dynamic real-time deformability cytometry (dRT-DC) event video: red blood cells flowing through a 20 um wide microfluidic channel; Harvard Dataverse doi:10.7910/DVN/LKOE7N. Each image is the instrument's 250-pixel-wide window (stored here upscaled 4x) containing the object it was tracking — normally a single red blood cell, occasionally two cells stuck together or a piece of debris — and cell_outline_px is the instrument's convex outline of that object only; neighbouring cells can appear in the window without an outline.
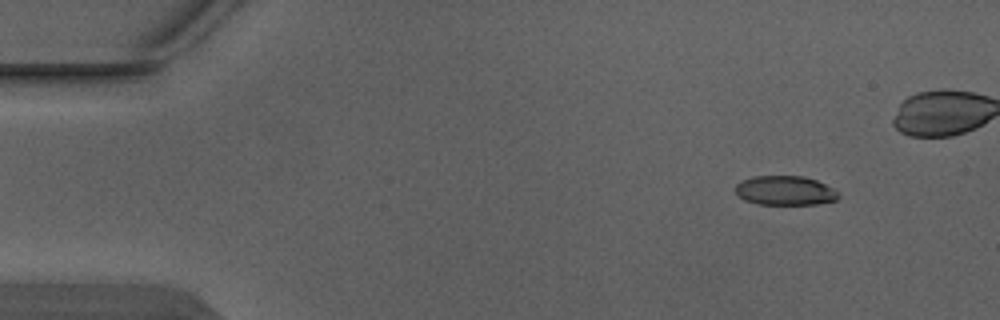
{"species": "Egyptian fruit bat (a non-hibernating species)", "species_latin": "Rousettus aegyptiacus", "temperature_condition": "warm", "stored_images_in_passage": 4, "camera_frame_rate_fps": 3000, "um_per_image_px": 0.085, "animal": {"sex": "male"}, "frame": {"image": 1, "passage_image": 1, "time_ms": 0.0, "image_size_px": [1000, 320], "cell_outline_px": [[840, 196], [836, 200], [816, 204], [760, 204], [744, 200], [736, 196], [736, 184], [752, 176], [804, 176], [816, 180], [832, 188]], "centroid_in_image_um": [66.7, 16.2], "position_along_channel_um": 18.3, "area_um2": 17.51}}